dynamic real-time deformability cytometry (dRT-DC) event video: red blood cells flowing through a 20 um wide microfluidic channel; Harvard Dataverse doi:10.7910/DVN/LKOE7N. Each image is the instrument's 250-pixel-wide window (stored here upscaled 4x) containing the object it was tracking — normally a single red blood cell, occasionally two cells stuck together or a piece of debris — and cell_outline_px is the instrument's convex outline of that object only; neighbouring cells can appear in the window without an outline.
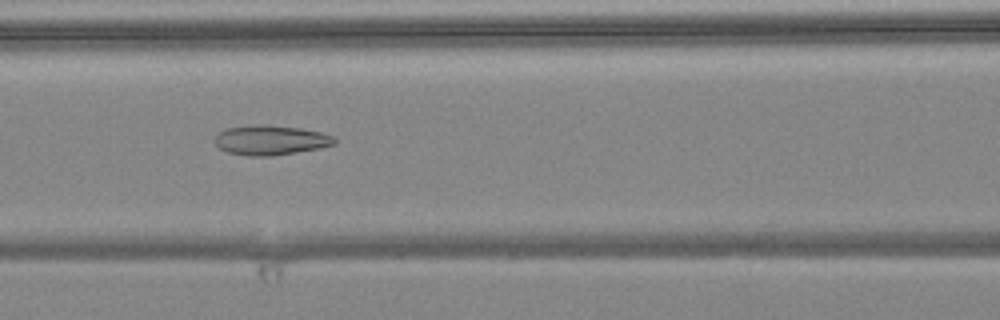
{"species": "common noctule bat (a hibernating species)", "species_latin": "Nyctalus noctula", "temperature_condition": "warm", "stored_images_in_passage": 6, "camera_frame_rate_fps": 3000, "um_per_image_px": 0.085, "animal": {"sex": "female", "body_mass_g": 24.6, "forearm_length_mm": 56.2}, "frame": {"image": 1, "passage_image": 5, "time_ms": 1.333, "image_size_px": [1000, 320], "cell_outline_px": [[336, 144], [320, 148], [272, 156], [252, 156], [228, 152], [220, 148], [216, 144], [216, 136], [224, 128], [300, 128], [320, 132], [332, 136], [336, 140]], "centroid_in_image_um": [23.06, 11.97], "position_along_channel_um": 143.5, "area_um2": 19.42}}
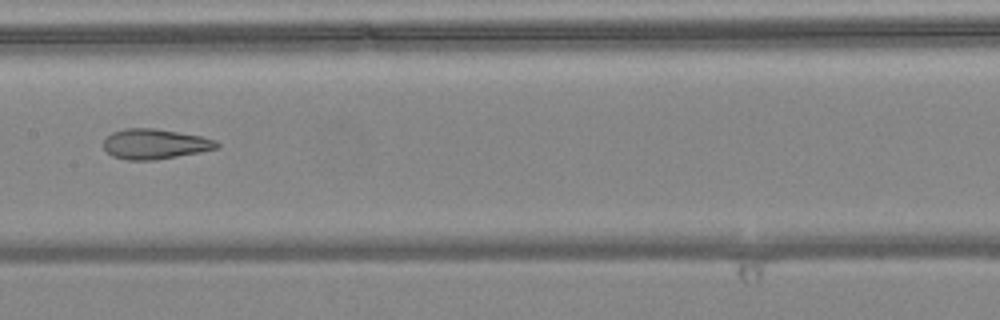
{"frame": {"image": 2, "passage_image": 6, "time_ms": 1.667, "image_size_px": [1000, 320], "cell_outline_px": [[220, 144], [216, 148], [200, 152], [156, 160], [128, 160], [112, 156], [104, 148], [104, 140], [112, 132], [124, 128], [152, 128], [200, 136], [216, 140]], "centroid_in_image_um": [13.15, 12.24], "position_along_channel_um": 194.3, "area_um2": 19.71}}